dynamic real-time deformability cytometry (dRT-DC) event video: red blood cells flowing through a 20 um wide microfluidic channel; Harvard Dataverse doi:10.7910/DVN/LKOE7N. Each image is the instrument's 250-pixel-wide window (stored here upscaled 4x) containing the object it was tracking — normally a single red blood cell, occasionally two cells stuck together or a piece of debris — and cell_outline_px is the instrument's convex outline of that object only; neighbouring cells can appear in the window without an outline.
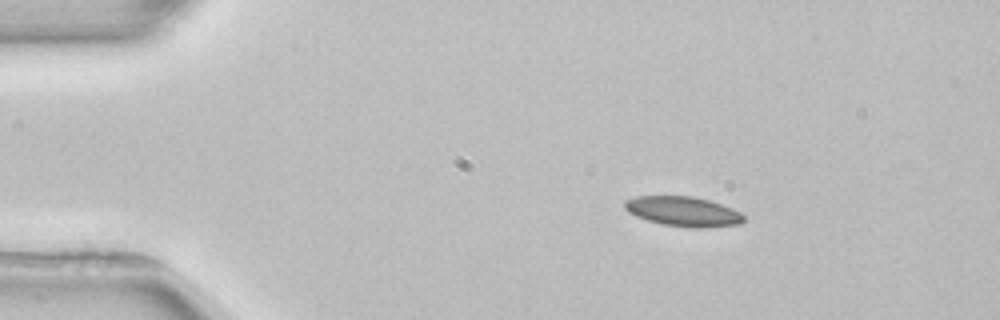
{"species": "common noctule bat (a hibernating species)", "species_latin": "Nyctalus noctula", "temperature_condition": "room temperature", "stored_images_in_passage": 5, "camera_frame_rate_fps": 3000, "um_per_image_px": 0.085, "animal": {"sex": "female", "body_mass_g": 22.7, "forearm_length_mm": 54.2}, "frame": {"image": 1, "passage_image": 1, "time_ms": 0.0, "image_size_px": [1000, 320], "cell_outline_px": [[744, 220], [740, 224], [704, 228], [692, 228], [664, 224], [648, 220], [636, 216], [628, 212], [624, 208], [624, 200], [636, 196], [692, 196], [708, 200], [732, 208], [740, 212], [744, 216]], "centroid_in_image_um": [58.06, 17.97], "position_along_channel_um": 26.9, "area_um2": 20.63}}
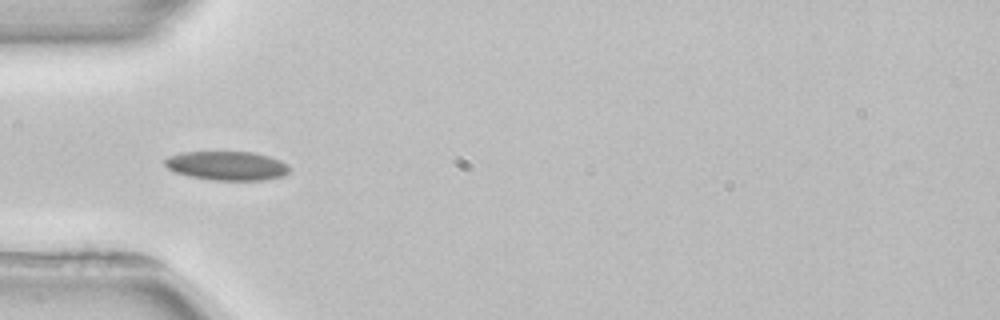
{"frame": {"image": 2, "passage_image": 3, "time_ms": 2.667, "image_size_px": [1000, 320], "cell_outline_px": [[292, 168], [284, 176], [264, 180], [212, 180], [188, 176], [176, 172], [168, 168], [164, 164], [164, 160], [168, 156], [180, 152], [252, 152], [268, 156], [280, 160], [288, 164]], "centroid_in_image_um": [19.3, 14.09], "position_along_channel_um": 65.7, "area_um2": 21.21}}